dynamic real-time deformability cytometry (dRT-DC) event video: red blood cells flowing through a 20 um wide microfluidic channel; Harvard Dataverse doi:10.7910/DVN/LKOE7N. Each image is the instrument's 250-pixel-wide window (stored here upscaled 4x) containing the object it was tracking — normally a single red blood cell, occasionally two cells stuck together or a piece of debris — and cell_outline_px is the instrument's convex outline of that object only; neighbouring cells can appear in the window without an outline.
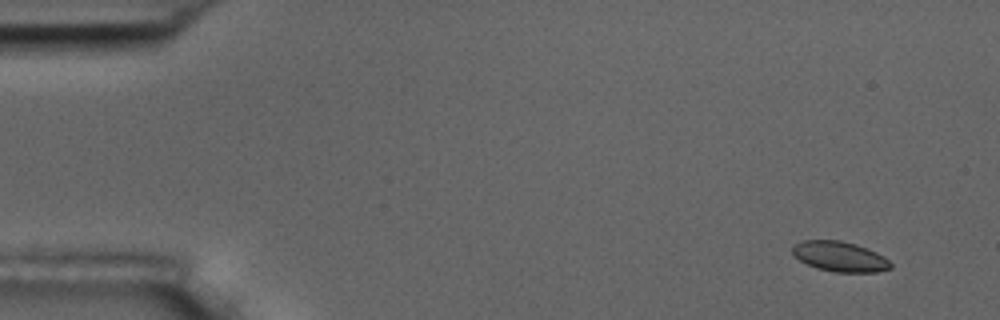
{"species": "common noctule bat (a hibernating species)", "species_latin": "Nyctalus noctula", "temperature_condition": "room temperature", "stored_images_in_passage": 9, "camera_frame_rate_fps": 3000, "um_per_image_px": 0.085, "animal": {"sex": "male", "body_mass_g": 17.5, "forearm_length_mm": 52.3}, "frame": {"image": 1, "passage_image": 1, "time_ms": 0.0, "image_size_px": [1000, 320], "cell_outline_px": [[892, 268], [876, 272], [832, 272], [816, 268], [800, 260], [792, 252], [792, 244], [800, 240], [840, 240], [856, 244], [868, 248], [884, 256], [892, 264]], "centroid_in_image_um": [71.38, 21.8], "position_along_channel_um": 13.6, "area_um2": 17.4}}
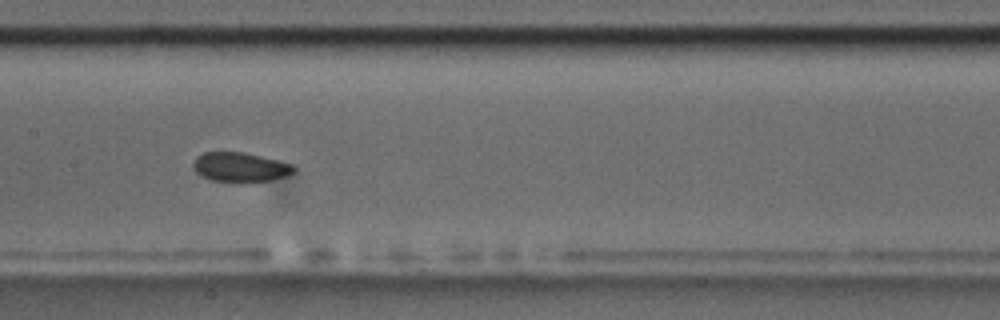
{"frame": {"image": 2, "passage_image": 8, "time_ms": 8.0, "image_size_px": [1000, 320], "cell_outline_px": [[296, 168], [292, 172], [284, 176], [272, 180], [212, 180], [200, 176], [192, 168], [192, 164], [196, 156], [204, 152], [244, 152], [292, 164]], "centroid_in_image_um": [20.35, 14.17], "position_along_channel_um": 187.0, "area_um2": 16.76}}
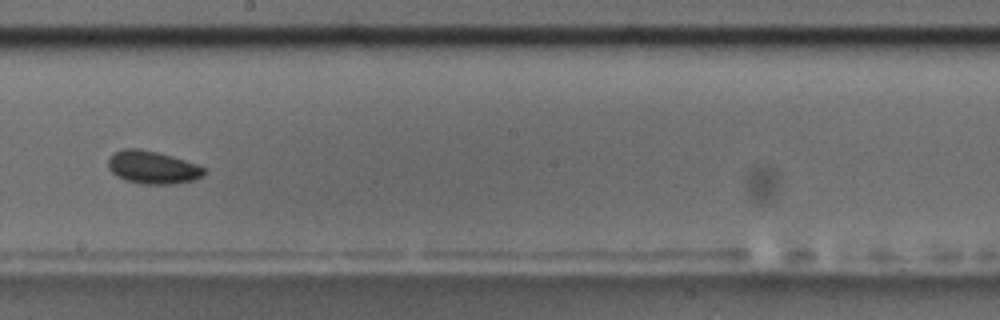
{"frame": {"image": 3, "passage_image": 9, "time_ms": 9.333, "image_size_px": [1000, 320], "cell_outline_px": [[208, 172], [204, 176], [196, 180], [172, 184], [140, 184], [124, 180], [116, 176], [108, 168], [108, 160], [120, 148], [136, 148], [156, 152], [172, 156], [208, 168]], "centroid_in_image_um": [13.01, 14.24], "position_along_channel_um": 235.2, "area_um2": 18.61}}